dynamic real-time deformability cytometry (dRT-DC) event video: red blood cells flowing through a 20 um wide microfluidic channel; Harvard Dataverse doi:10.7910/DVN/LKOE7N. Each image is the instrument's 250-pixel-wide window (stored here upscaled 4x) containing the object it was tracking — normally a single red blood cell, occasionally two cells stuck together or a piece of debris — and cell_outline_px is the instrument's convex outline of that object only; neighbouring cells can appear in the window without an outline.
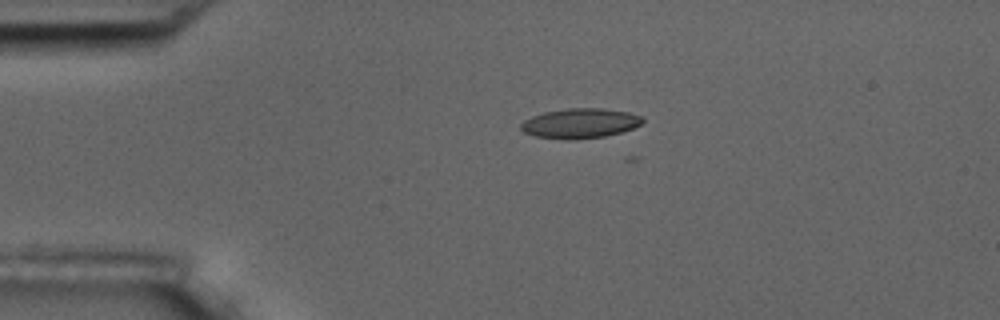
{"species": "common noctule bat (a hibernating species)", "species_latin": "Nyctalus noctula", "temperature_condition": "room temperature", "stored_images_in_passage": 4, "camera_frame_rate_fps": 3000, "um_per_image_px": 0.085, "animal": {"sex": "male", "body_mass_g": 17.5, "forearm_length_mm": 52.3}, "frame": {"image": 1, "passage_image": 2, "time_ms": 0.333, "image_size_px": [1000, 320], "cell_outline_px": [[644, 120], [640, 124], [632, 128], [620, 132], [604, 136], [576, 140], [564, 140], [536, 136], [524, 132], [520, 128], [520, 124], [524, 120], [532, 116], [544, 112], [568, 108], [604, 108], [628, 112], [644, 116]], "centroid_in_image_um": [49.3, 10.48], "position_along_channel_um": 35.7, "area_um2": 21.27}}